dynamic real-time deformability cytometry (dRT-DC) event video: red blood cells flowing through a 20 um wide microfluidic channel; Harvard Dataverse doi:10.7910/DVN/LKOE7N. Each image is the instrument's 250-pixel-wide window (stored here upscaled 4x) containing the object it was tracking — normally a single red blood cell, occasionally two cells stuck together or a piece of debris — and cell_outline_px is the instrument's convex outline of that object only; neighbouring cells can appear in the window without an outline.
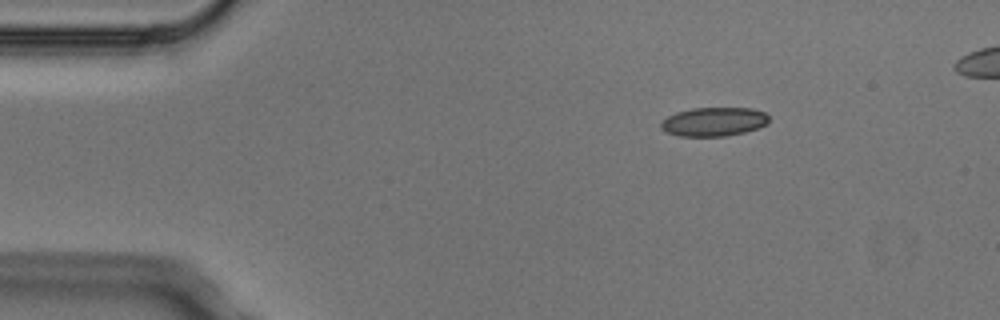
{"species": "Egyptian fruit bat (a non-hibernating species)", "species_latin": "Rousettus aegyptiacus", "temperature_condition": "cold", "stored_images_in_passage": 3, "camera_frame_rate_fps": 3000, "um_per_image_px": 0.085, "animal": {"sex": "male"}, "frame": {"image": 1, "passage_image": 1, "time_ms": 0.0, "image_size_px": [1000, 320], "cell_outline_px": [[768, 120], [764, 124], [756, 128], [744, 132], [724, 136], [680, 136], [668, 132], [660, 128], [660, 124], [668, 116], [676, 112], [692, 108], [752, 108], [764, 112], [768, 116]], "centroid_in_image_um": [60.65, 10.34], "position_along_channel_um": 24.4, "area_um2": 17.92}}